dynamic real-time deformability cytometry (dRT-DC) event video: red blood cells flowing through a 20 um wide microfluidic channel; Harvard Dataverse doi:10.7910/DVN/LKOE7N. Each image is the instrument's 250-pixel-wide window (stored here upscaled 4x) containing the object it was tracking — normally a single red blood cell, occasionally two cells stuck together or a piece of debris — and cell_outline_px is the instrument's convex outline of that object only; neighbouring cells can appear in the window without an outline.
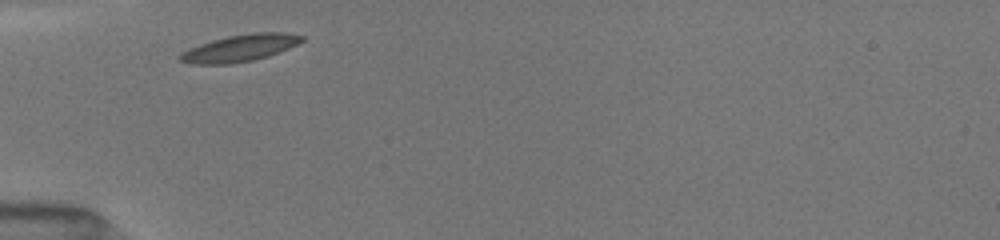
{"species": "common noctule bat (a hibernating species)", "species_latin": "Nyctalus noctula", "temperature_condition": "room temperature", "stored_images_in_passage": 23, "camera_frame_rate_fps": 3000, "um_per_image_px": 0.085, "animal": {"sex": "female", "body_mass_g": 19.5, "forearm_length_mm": 54.1}, "frame": {"image": 1, "passage_image": 1, "time_ms": 0.0, "image_size_px": [1000, 240], "cell_outline_px": [[304, 40], [288, 48], [268, 56], [252, 60], [228, 64], [192, 64], [180, 60], [180, 56], [188, 48], [212, 40], [228, 36], [252, 32], [284, 32], [304, 36]], "centroid_in_image_um": [20.41, 4.07], "position_along_channel_um": 64.6, "area_um2": 18.84}}
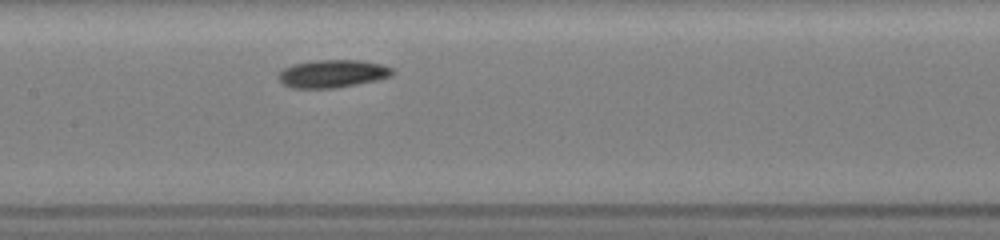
{"frame": {"image": 2, "passage_image": 9, "time_ms": 3.0, "image_size_px": [1000, 240], "cell_outline_px": [[396, 72], [392, 76], [376, 80], [336, 88], [292, 88], [284, 84], [276, 76], [284, 68], [292, 64], [312, 60], [360, 60], [380, 64], [392, 68]], "centroid_in_image_um": [28.26, 6.26], "position_along_channel_um": 179.1, "area_um2": 18.55}}
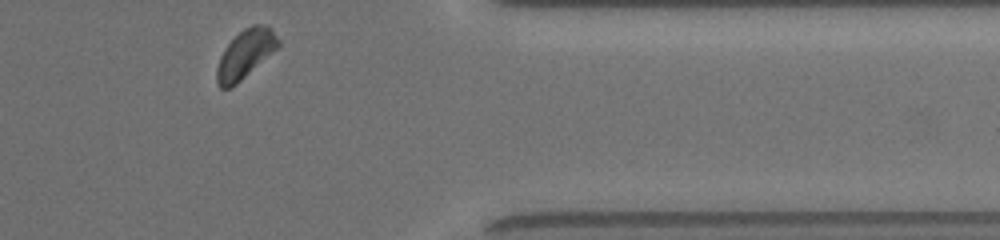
{"frame": {"image": 3, "passage_image": 23, "time_ms": 8.667, "image_size_px": [1000, 240], "cell_outline_px": [[280, 44], [276, 48], [236, 84], [228, 88], [220, 88], [216, 80], [216, 68], [220, 56], [224, 48], [244, 28], [252, 24], [268, 24], [280, 40]], "centroid_in_image_um": [20.84, 4.56], "position_along_channel_um": 390.6, "area_um2": 17.05}, "authors_computed_cell_mechanics": {"area_um2": 17.629, "velocity_mm_per_s": 3.9741, "shape_relaxation_time_tau1_ms": 1.5513, "shape_relaxation_time_tau2_ms": null, "deformation_change_tau1": 0.0763, "deformation_change_tau2": null}}